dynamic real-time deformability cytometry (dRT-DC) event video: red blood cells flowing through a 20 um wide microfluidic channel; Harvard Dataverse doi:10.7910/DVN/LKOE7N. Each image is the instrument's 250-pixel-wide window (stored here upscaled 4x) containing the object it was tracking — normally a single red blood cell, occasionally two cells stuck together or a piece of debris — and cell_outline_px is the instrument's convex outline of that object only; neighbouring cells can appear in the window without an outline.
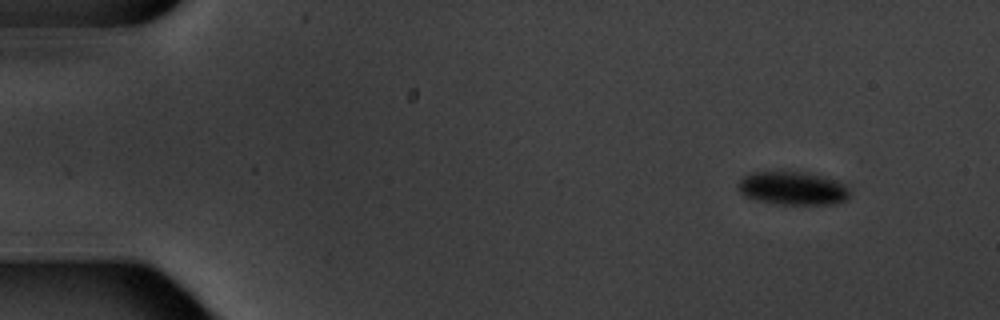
{"species": "common noctule bat (a hibernating species)", "species_latin": "Nyctalus noctula", "temperature_condition": "warm", "stored_images_in_passage": 4, "camera_frame_rate_fps": 3000, "um_per_image_px": 0.085, "animal": {"sex": "male", "body_mass_g": 20.1, "forearm_length_mm": 53.5}, "frame": {"image": 1, "passage_image": 1, "time_ms": 0.0, "image_size_px": [1000, 320], "cell_outline_px": [[852, 192], [848, 200], [836, 204], [776, 204], [744, 196], [740, 192], [736, 184], [744, 176], [752, 172], [804, 172], [836, 180], [844, 184]], "centroid_in_image_um": [67.41, 16.01], "position_along_channel_um": 17.6, "area_um2": 21.73}}
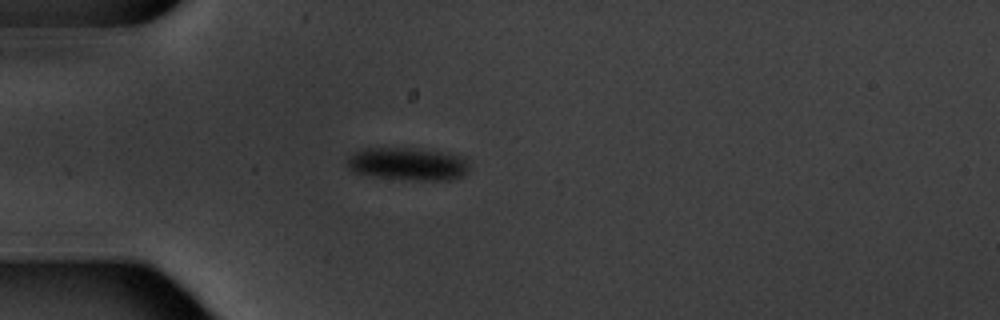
{"frame": {"image": 2, "passage_image": 4, "time_ms": 3.667, "image_size_px": [1000, 320], "cell_outline_px": [[468, 172], [452, 180], [408, 180], [372, 176], [352, 172], [348, 168], [348, 156], [364, 148], [416, 148], [448, 152], [464, 156], [468, 164]], "centroid_in_image_um": [34.69, 13.93], "position_along_channel_um": 50.3, "area_um2": 23.64}}